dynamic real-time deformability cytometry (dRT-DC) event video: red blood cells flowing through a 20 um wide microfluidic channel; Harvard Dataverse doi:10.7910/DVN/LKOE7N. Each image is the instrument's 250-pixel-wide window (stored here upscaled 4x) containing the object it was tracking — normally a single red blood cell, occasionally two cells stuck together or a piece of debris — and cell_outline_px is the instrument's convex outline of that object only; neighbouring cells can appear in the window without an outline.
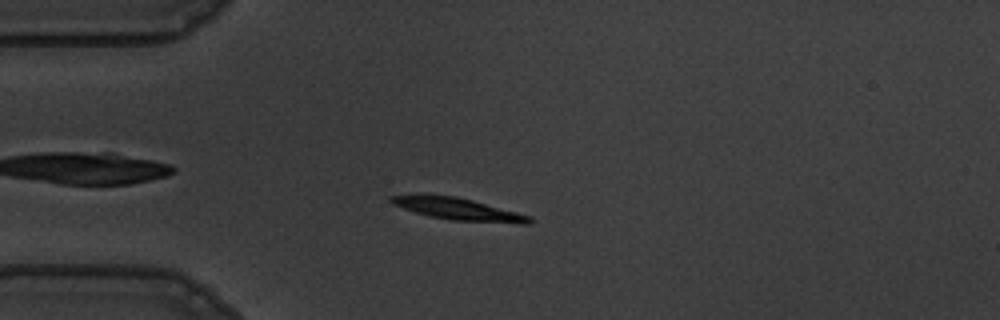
{"species": "common noctule bat (a hibernating species)", "species_latin": "Nyctalus noctula", "temperature_condition": "warm", "stored_images_in_passage": 56, "camera_frame_rate_fps": 3000, "um_per_image_px": 0.085, "animal": {"sex": "male", "body_mass_g": 19.5, "forearm_length_mm": 54.6}, "frame": {"image": 1, "passage_image": 14, "time_ms": 4.333, "image_size_px": [1000, 320], "cell_outline_px": [[532, 224], [516, 224], [452, 220], [428, 216], [392, 204], [388, 200], [388, 196], [420, 192], [456, 196], [472, 200], [516, 212], [528, 216], [532, 220]], "centroid_in_image_um": [38.83, 17.74], "position_along_channel_um": 46.2, "area_um2": 18.26}}
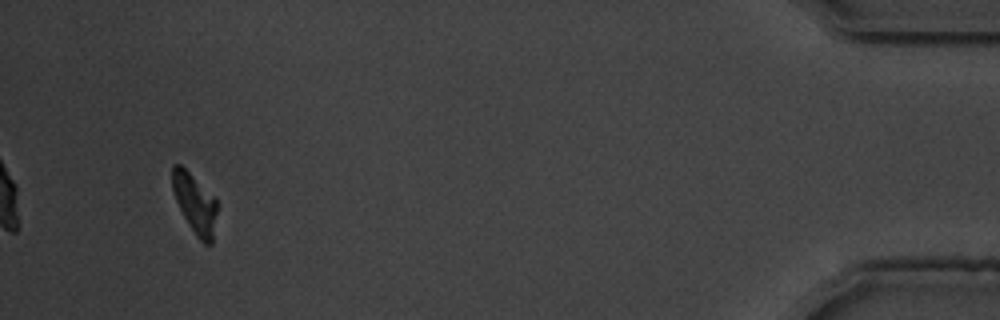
{"frame": {"image": 2, "passage_image": 53, "time_ms": 17.333, "image_size_px": [1000, 320], "cell_outline_px": [[216, 212], [212, 244], [204, 244], [196, 236], [184, 216], [176, 200], [172, 188], [172, 164], [180, 164], [216, 196]], "centroid_in_image_um": [16.57, 17.26], "position_along_channel_um": 418.6, "area_um2": 15.49}, "authors_computed_cell_mechanics": {"area_um2": 17.5423, "velocity_mm_per_s": 3.5552, "shape_relaxation_time_tau1_ms": 4.723, "shape_relaxation_time_tau2_ms": 4.7114, "deformation_change_tau1": 0.1785, "deformation_change_tau2": 0.0941}}